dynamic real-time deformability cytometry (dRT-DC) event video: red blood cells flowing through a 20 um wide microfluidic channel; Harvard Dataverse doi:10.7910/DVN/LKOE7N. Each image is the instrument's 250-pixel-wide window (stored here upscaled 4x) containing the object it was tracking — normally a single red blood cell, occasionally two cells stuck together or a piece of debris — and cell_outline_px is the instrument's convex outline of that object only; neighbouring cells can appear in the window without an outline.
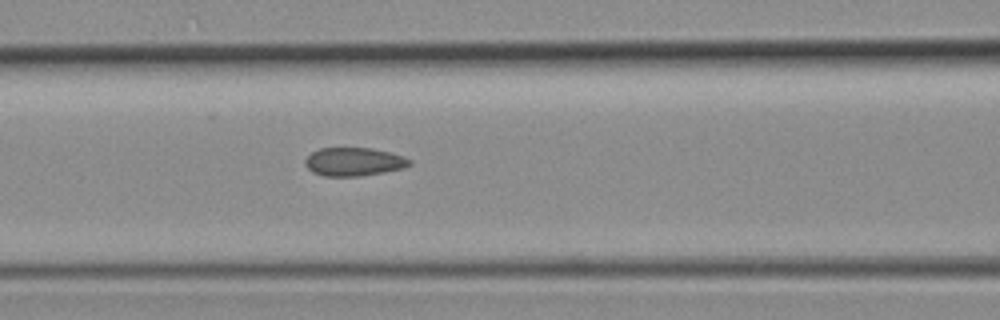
{"species": "common noctule bat (a hibernating species)", "species_latin": "Nyctalus noctula", "temperature_condition": "room temperature", "stored_images_in_passage": 3, "camera_frame_rate_fps": 3000, "um_per_image_px": 0.085, "animal": {"sex": "female", "body_mass_g": 19.3, "forearm_length_mm": 54.1}, "frame": {"image": 1, "passage_image": 3, "time_ms": 0.667, "image_size_px": [1000, 320], "cell_outline_px": [[412, 164], [404, 168], [384, 172], [360, 176], [324, 176], [312, 172], [304, 164], [304, 160], [312, 152], [320, 148], [368, 148], [388, 152], [404, 156], [412, 160]], "centroid_in_image_um": [30.08, 13.75], "position_along_channel_um": 136.5, "area_um2": 17.28}}